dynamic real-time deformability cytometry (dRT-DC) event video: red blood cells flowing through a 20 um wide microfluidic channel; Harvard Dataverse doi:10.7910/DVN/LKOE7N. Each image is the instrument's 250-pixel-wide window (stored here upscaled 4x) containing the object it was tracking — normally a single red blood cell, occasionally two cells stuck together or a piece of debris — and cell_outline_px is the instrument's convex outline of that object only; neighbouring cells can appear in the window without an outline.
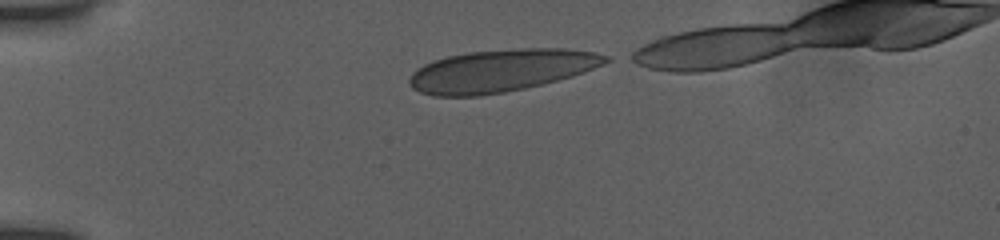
{"species": "human", "species_latin": "Homo sapiens", "temperature_condition": "room temperature", "stored_images_in_passage": 36, "camera_frame_rate_fps": 3000, "um_per_image_px": 0.085, "donor": {"sex": "female"}, "frame": {"image": 1, "passage_image": 1, "time_ms": 0.0, "image_size_px": [1000, 240], "cell_outline_px": [[612, 60], [604, 64], [584, 72], [572, 76], [524, 88], [504, 92], [480, 96], [432, 96], [420, 92], [412, 88], [408, 84], [408, 80], [412, 72], [424, 64], [432, 60], [448, 56], [468, 52], [520, 48], [564, 48], [596, 52], [612, 56]], "centroid_in_image_um": [42.59, 5.99], "position_along_channel_um": 42.4, "area_um2": 48.67}}
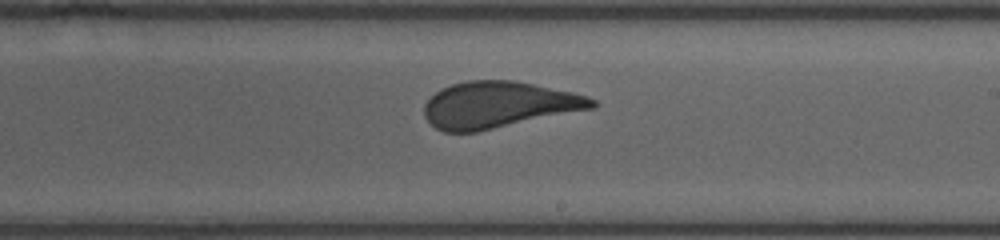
{"frame": {"image": 2, "passage_image": 20, "time_ms": 6.333, "image_size_px": [1000, 240], "cell_outline_px": [[596, 108], [476, 132], [444, 132], [436, 128], [424, 116], [424, 104], [440, 88], [452, 84], [468, 80], [512, 80], [572, 92], [588, 96], [596, 100]], "centroid_in_image_um": [42.38, 8.91], "position_along_channel_um": 246.6, "area_um2": 45.37}}
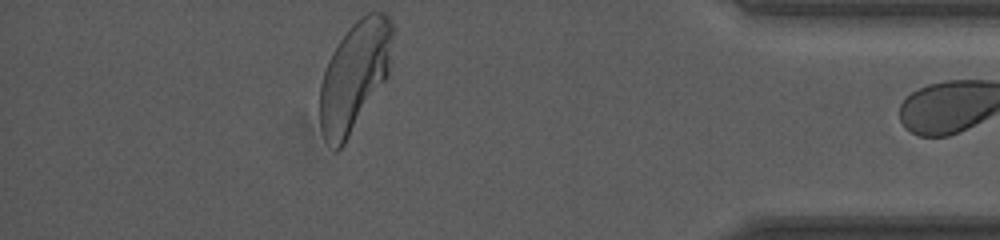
{"frame": {"image": 3, "passage_image": 35, "time_ms": 11.333, "image_size_px": [1000, 240], "cell_outline_px": [[392, 36], [388, 76], [344, 144], [336, 152], [324, 140], [320, 128], [320, 84], [328, 60], [332, 52], [348, 28], [356, 20], [368, 12], [384, 12], [392, 20]], "centroid_in_image_um": [30.12, 6.47], "position_along_channel_um": 405.1, "area_um2": 46.18}}